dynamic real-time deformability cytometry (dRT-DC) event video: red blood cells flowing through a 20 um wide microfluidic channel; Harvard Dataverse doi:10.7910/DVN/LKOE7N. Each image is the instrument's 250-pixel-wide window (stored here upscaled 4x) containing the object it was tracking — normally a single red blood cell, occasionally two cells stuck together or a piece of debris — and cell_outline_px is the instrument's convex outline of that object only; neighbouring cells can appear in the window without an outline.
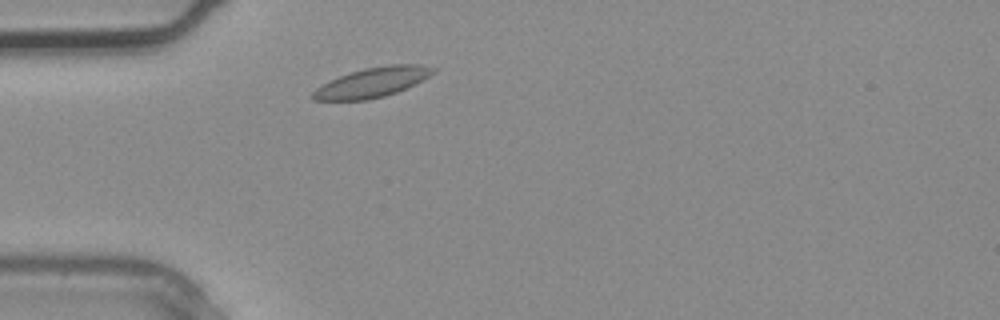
{"species": "common noctule bat (a hibernating species)", "species_latin": "Nyctalus noctula", "temperature_condition": "warm", "stored_images_in_passage": 1, "camera_frame_rate_fps": 3000, "um_per_image_px": 0.085, "animal": {"sex": "male", "body_mass_g": 20.4}, "frame": {"image": 1, "passage_image": 1, "time_ms": 0.0, "image_size_px": [1000, 320], "cell_outline_px": [[436, 72], [396, 92], [384, 96], [368, 100], [312, 100], [308, 96], [316, 88], [340, 76], [364, 68], [388, 64], [420, 64], [436, 68]], "centroid_in_image_um": [31.62, 7.0], "position_along_channel_um": 53.4, "area_um2": 20.58}}